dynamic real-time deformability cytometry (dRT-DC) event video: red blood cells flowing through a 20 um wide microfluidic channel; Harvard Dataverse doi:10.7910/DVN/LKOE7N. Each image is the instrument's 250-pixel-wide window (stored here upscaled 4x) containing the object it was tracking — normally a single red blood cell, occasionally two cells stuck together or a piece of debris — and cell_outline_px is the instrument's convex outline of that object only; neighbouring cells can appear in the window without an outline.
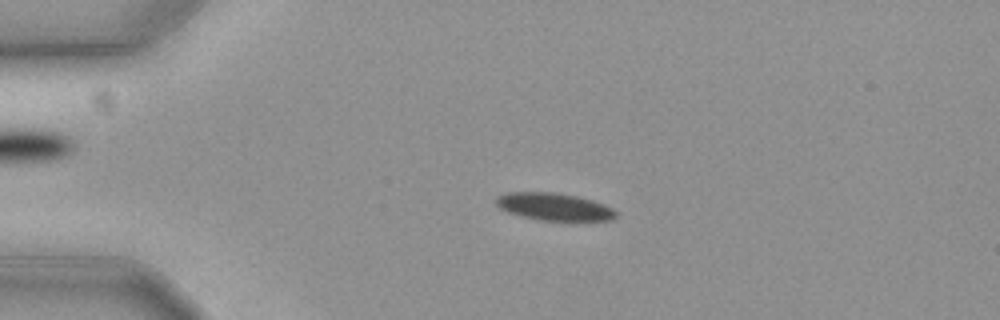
{"species": "common noctule bat (a hibernating species)", "species_latin": "Nyctalus noctula", "temperature_condition": "cold", "stored_images_in_passage": 58, "camera_frame_rate_fps": 3000, "um_per_image_px": 0.085, "animal": {"sex": "female", "body_mass_g": 19.3, "forearm_length_mm": 54.1}, "frame": {"image": 1, "passage_image": 14, "time_ms": 4.333, "image_size_px": [1000, 320], "cell_outline_px": [[616, 216], [612, 220], [540, 220], [508, 212], [500, 208], [496, 204], [496, 196], [508, 192], [552, 192], [576, 196], [592, 200], [604, 204], [612, 208], [616, 212]], "centroid_in_image_um": [47.09, 17.56], "position_along_channel_um": 37.9, "area_um2": 18.9}}
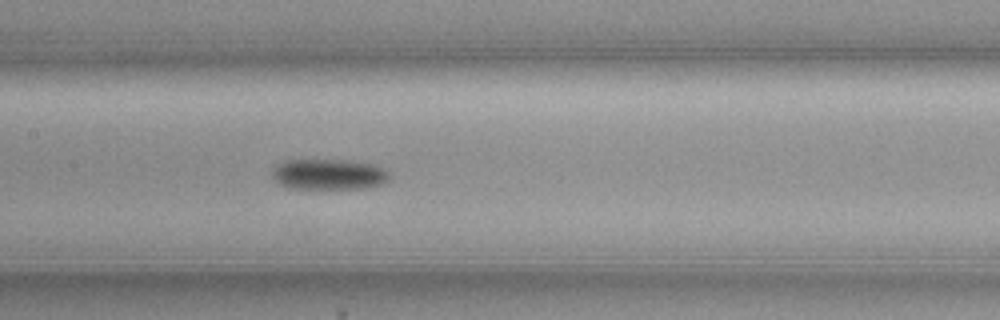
{"frame": {"image": 2, "passage_image": 29, "time_ms": 9.333, "image_size_px": [1000, 320], "cell_outline_px": [[388, 180], [384, 184], [364, 188], [288, 188], [280, 184], [272, 176], [272, 168], [276, 164], [284, 160], [340, 160], [372, 164], [388, 172]], "centroid_in_image_um": [27.89, 14.82], "position_along_channel_um": 179.5, "area_um2": 20.75}}
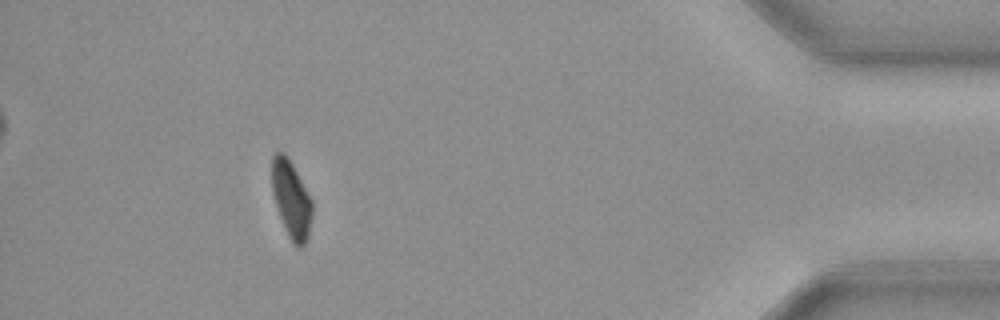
{"frame": {"image": 3, "passage_image": 53, "time_ms": 17.333, "image_size_px": [1000, 320], "cell_outline_px": [[312, 216], [308, 236], [304, 244], [300, 248], [296, 248], [292, 244], [284, 228], [276, 204], [272, 188], [272, 156], [276, 152], [280, 152], [292, 164], [312, 200]], "centroid_in_image_um": [24.77, 17.02], "position_along_channel_um": 410.4, "area_um2": 17.8}}